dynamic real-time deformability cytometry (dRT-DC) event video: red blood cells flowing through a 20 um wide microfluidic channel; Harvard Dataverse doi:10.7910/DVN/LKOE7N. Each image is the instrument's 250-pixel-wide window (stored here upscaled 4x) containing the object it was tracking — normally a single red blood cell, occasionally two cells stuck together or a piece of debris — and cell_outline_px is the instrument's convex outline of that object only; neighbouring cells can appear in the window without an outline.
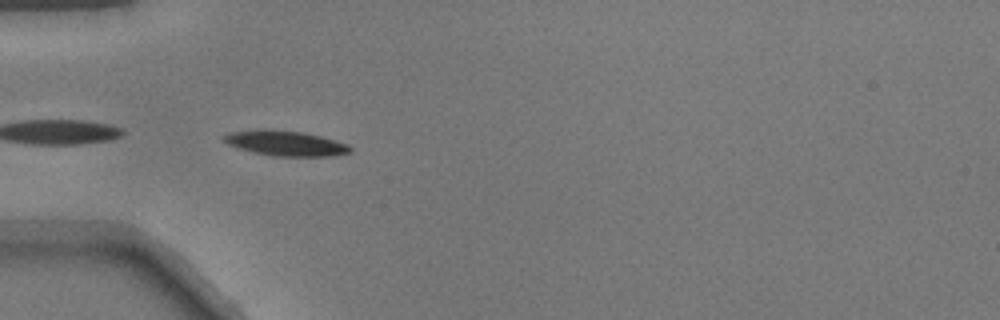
{"species": "common noctule bat (a hibernating species)", "species_latin": "Nyctalus noctula", "temperature_condition": "warm", "stored_images_in_passage": 28, "camera_frame_rate_fps": 3000, "um_per_image_px": 0.085, "animal": {"sex": "male", "body_mass_g": 17.9}, "frame": {"image": 1, "passage_image": 1, "time_ms": 0.0, "image_size_px": [1000, 320], "cell_outline_px": [[352, 152], [336, 156], [272, 156], [252, 152], [228, 144], [220, 136], [228, 132], [300, 132], [320, 136], [348, 144], [352, 148]], "centroid_in_image_um": [24.36, 12.24], "position_along_channel_um": 60.6, "area_um2": 17.63}}
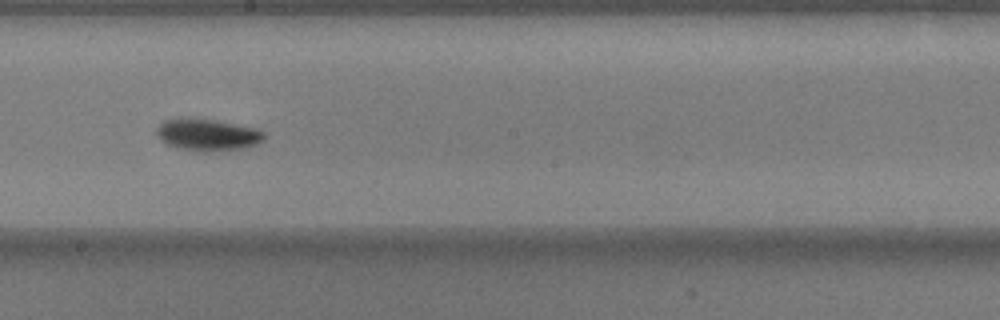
{"frame": {"image": 2, "passage_image": 14, "time_ms": 4.333, "image_size_px": [1000, 320], "cell_outline_px": [[264, 140], [256, 144], [244, 148], [204, 152], [196, 152], [176, 148], [164, 144], [160, 140], [156, 132], [156, 128], [164, 120], [188, 116], [216, 120], [256, 128], [264, 132]], "centroid_in_image_um": [17.58, 11.45], "position_along_channel_um": 230.6, "area_um2": 20.52}}
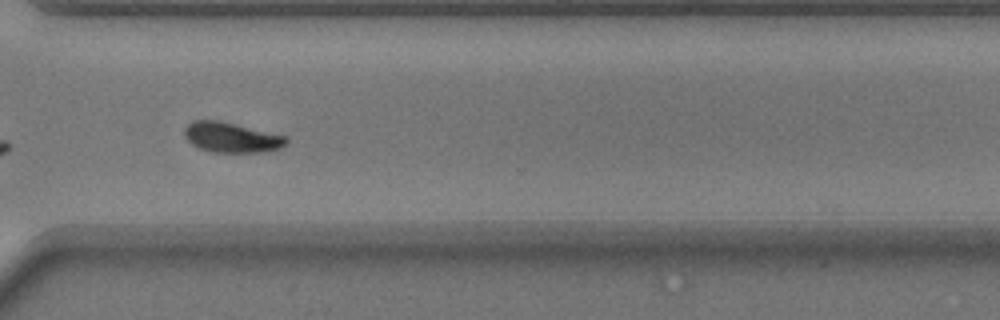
{"frame": {"image": 3, "passage_image": 23, "time_ms": 7.333, "image_size_px": [1000, 320], "cell_outline_px": [[288, 140], [280, 148], [268, 152], [212, 152], [200, 148], [192, 144], [184, 136], [184, 128], [192, 120], [216, 120], [284, 136]], "centroid_in_image_um": [19.62, 11.69], "position_along_channel_um": 351.0, "area_um2": 17.51}}